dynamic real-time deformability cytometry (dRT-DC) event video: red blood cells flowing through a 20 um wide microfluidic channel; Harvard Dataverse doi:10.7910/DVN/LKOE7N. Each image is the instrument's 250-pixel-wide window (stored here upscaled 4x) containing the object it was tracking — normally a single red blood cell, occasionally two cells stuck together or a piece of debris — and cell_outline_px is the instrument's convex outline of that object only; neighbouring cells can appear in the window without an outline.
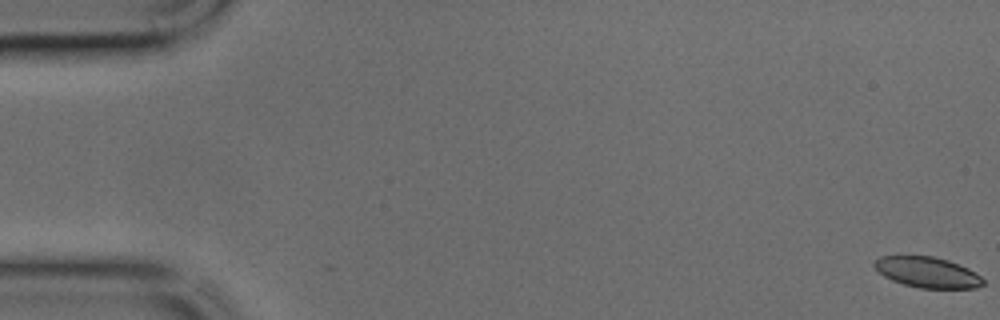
{"species": "common noctule bat (a hibernating species)", "species_latin": "Nyctalus noctula", "temperature_condition": "cold", "stored_images_in_passage": 45, "camera_frame_rate_fps": 3000, "um_per_image_px": 0.085, "animal": {"sex": "male", "body_mass_g": 17.9, "forearm_length_mm": 54.2}, "frame": {"image": 1, "passage_image": 1, "time_ms": 0.0, "image_size_px": [1000, 320], "cell_outline_px": [[984, 284], [976, 288], [920, 288], [904, 284], [892, 280], [884, 276], [872, 264], [880, 256], [932, 256], [948, 260], [968, 268], [980, 276], [984, 280]], "centroid_in_image_um": [78.84, 23.14], "position_along_channel_um": 6.2, "area_um2": 19.25}}
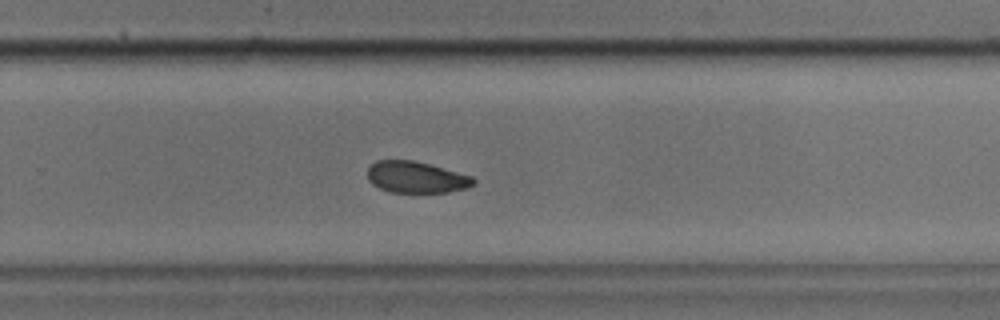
{"frame": {"image": 2, "passage_image": 30, "time_ms": 9.667, "image_size_px": [1000, 320], "cell_outline_px": [[476, 184], [464, 188], [448, 192], [388, 192], [372, 184], [368, 180], [368, 168], [376, 160], [412, 160], [428, 164], [472, 176], [476, 180]], "centroid_in_image_um": [35.36, 15.06], "position_along_channel_um": 294.4, "area_um2": 19.31}}
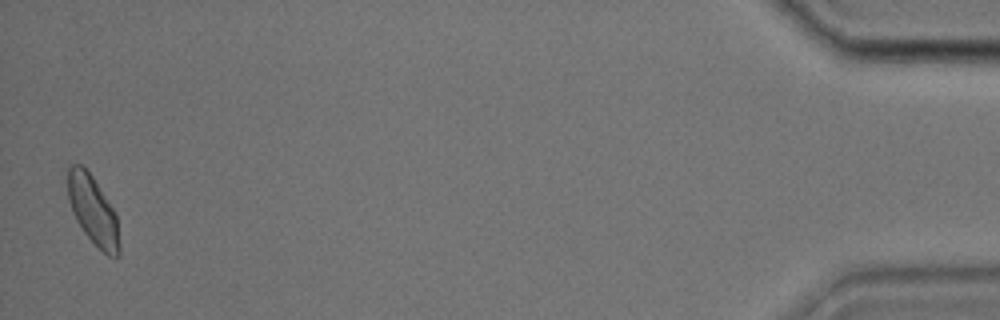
{"frame": {"image": 3, "passage_image": 45, "time_ms": 14.667, "image_size_px": [1000, 320], "cell_outline_px": [[120, 256], [108, 256], [84, 232], [76, 220], [72, 212], [68, 200], [68, 168], [72, 164], [80, 164], [92, 176], [116, 212], [120, 248]], "centroid_in_image_um": [7.91, 17.88], "position_along_channel_um": 427.3, "area_um2": 20.46}}